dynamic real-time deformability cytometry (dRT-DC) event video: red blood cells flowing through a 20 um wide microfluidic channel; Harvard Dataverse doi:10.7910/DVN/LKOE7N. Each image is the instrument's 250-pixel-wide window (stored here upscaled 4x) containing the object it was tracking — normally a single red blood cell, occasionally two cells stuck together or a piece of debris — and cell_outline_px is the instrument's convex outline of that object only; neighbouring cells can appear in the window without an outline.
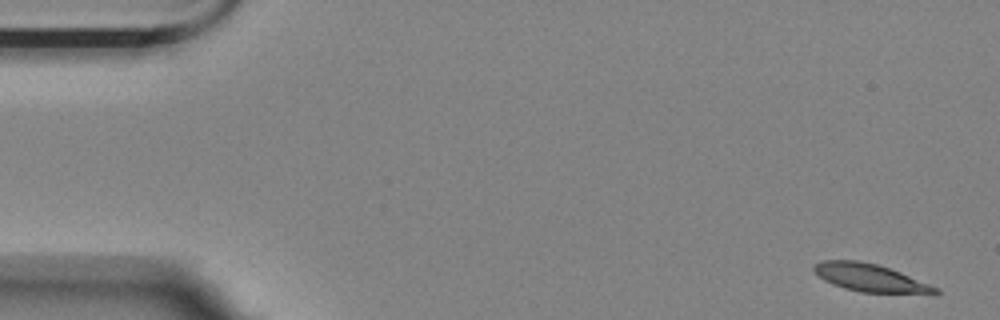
{"species": "Egyptian fruit bat (a non-hibernating species)", "species_latin": "Rousettus aegyptiacus", "temperature_condition": "room temperature", "stored_images_in_passage": 5, "camera_frame_rate_fps": 3000, "um_per_image_px": 0.085, "animal": {"sex": "female"}, "frame": {"image": 1, "passage_image": 1, "time_ms": 0.0, "image_size_px": [1000, 320], "cell_outline_px": [[940, 292], [936, 296], [860, 292], [844, 288], [832, 284], [816, 276], [812, 268], [816, 264], [824, 260], [856, 260], [876, 264], [900, 272], [940, 288]], "centroid_in_image_um": [74.07, 23.67], "position_along_channel_um": 10.9, "area_um2": 20.29}}
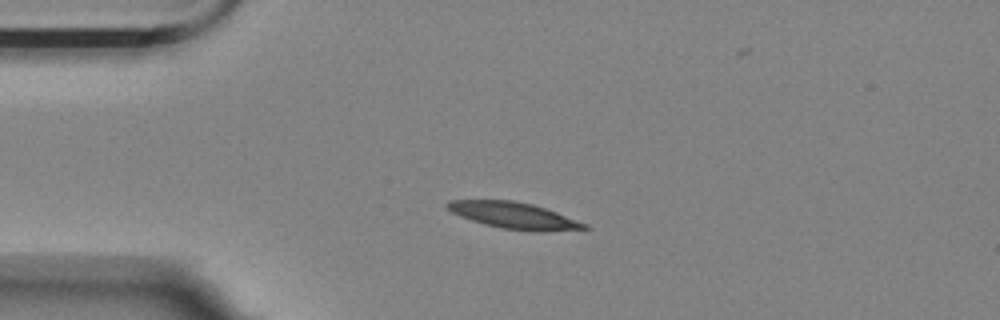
{"frame": {"image": 2, "passage_image": 4, "time_ms": 1.0, "image_size_px": [1000, 320], "cell_outline_px": [[592, 228], [544, 232], [532, 232], [500, 228], [484, 224], [460, 216], [452, 212], [444, 204], [448, 200], [512, 200], [532, 204], [556, 212], [588, 224]], "centroid_in_image_um": [43.71, 18.33], "position_along_channel_um": 41.3, "area_um2": 21.21}}